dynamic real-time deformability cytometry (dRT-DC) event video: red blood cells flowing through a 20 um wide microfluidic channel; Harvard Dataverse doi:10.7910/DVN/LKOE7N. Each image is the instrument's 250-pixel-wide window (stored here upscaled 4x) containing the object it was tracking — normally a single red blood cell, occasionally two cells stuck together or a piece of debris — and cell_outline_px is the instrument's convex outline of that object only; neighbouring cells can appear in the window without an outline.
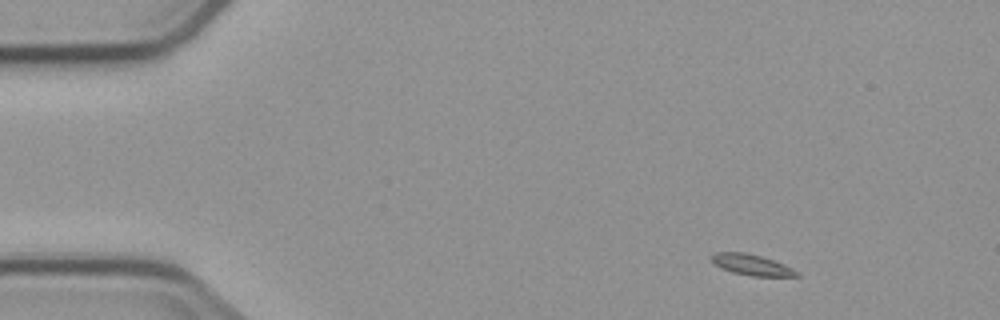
{"species": "common noctule bat (a hibernating species)", "species_latin": "Nyctalus noctula", "temperature_condition": "cold", "stored_images_in_passage": 3, "camera_frame_rate_fps": 3000, "um_per_image_px": 0.085, "animal": {"sex": "male", "body_mass_g": 23.1, "forearm_length_mm": 52.7}, "frame": {"image": 1, "passage_image": 1, "time_ms": 0.0, "image_size_px": [1000, 320], "cell_outline_px": [[800, 276], [752, 276], [732, 272], [720, 268], [708, 256], [716, 252], [744, 252], [760, 256], [784, 264], [800, 272]], "centroid_in_image_um": [63.88, 22.51], "position_along_channel_um": 21.1, "area_um2": 10.35}}
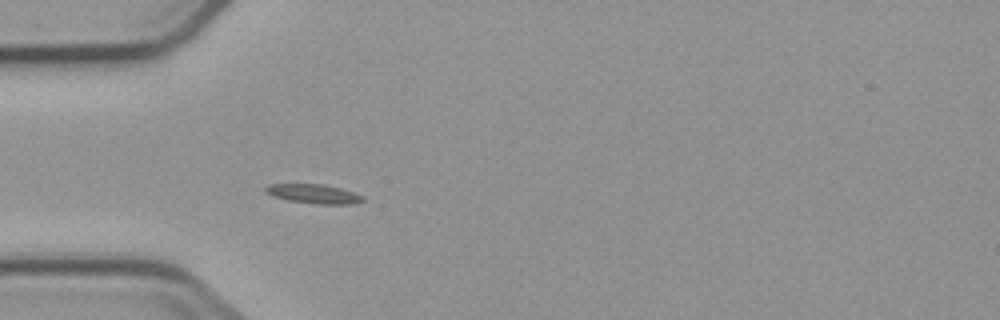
{"frame": {"image": 2, "passage_image": 3, "time_ms": 3.333, "image_size_px": [1000, 320], "cell_outline_px": [[364, 200], [356, 204], [316, 204], [288, 200], [272, 196], [264, 192], [264, 188], [268, 184], [324, 184], [340, 188], [364, 196]], "centroid_in_image_um": [26.65, 16.48], "position_along_channel_um": 58.4, "area_um2": 10.98}}